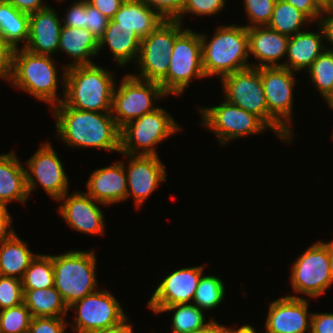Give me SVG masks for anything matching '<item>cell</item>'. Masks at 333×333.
<instances>
[{"label":"cell","mask_w":333,"mask_h":333,"mask_svg":"<svg viewBox=\"0 0 333 333\" xmlns=\"http://www.w3.org/2000/svg\"><path fill=\"white\" fill-rule=\"evenodd\" d=\"M226 0H184L183 11L175 19L182 23L185 14L212 16L225 9ZM183 16V17H182Z\"/></svg>","instance_id":"f35d334b"},{"label":"cell","mask_w":333,"mask_h":333,"mask_svg":"<svg viewBox=\"0 0 333 333\" xmlns=\"http://www.w3.org/2000/svg\"><path fill=\"white\" fill-rule=\"evenodd\" d=\"M23 290L54 286L53 255L37 254L21 278Z\"/></svg>","instance_id":"d6a6232c"},{"label":"cell","mask_w":333,"mask_h":333,"mask_svg":"<svg viewBox=\"0 0 333 333\" xmlns=\"http://www.w3.org/2000/svg\"><path fill=\"white\" fill-rule=\"evenodd\" d=\"M64 319V317H33L28 333H66L68 322Z\"/></svg>","instance_id":"ab89813d"},{"label":"cell","mask_w":333,"mask_h":333,"mask_svg":"<svg viewBox=\"0 0 333 333\" xmlns=\"http://www.w3.org/2000/svg\"><path fill=\"white\" fill-rule=\"evenodd\" d=\"M318 33L302 31L289 38L287 47V62L280 63L279 67H285L290 71L297 72L309 69L317 57L327 48L323 43L324 34L318 25Z\"/></svg>","instance_id":"603a6c76"},{"label":"cell","mask_w":333,"mask_h":333,"mask_svg":"<svg viewBox=\"0 0 333 333\" xmlns=\"http://www.w3.org/2000/svg\"><path fill=\"white\" fill-rule=\"evenodd\" d=\"M65 193L58 201V213L74 230L90 235L104 233V213L97 204L105 205L94 200L86 193L74 192L71 195Z\"/></svg>","instance_id":"ac0fdd59"},{"label":"cell","mask_w":333,"mask_h":333,"mask_svg":"<svg viewBox=\"0 0 333 333\" xmlns=\"http://www.w3.org/2000/svg\"><path fill=\"white\" fill-rule=\"evenodd\" d=\"M98 49L99 39L86 28L62 26L58 51L65 52L74 60L65 68L94 64L89 57L98 55Z\"/></svg>","instance_id":"cb8c5ba5"},{"label":"cell","mask_w":333,"mask_h":333,"mask_svg":"<svg viewBox=\"0 0 333 333\" xmlns=\"http://www.w3.org/2000/svg\"><path fill=\"white\" fill-rule=\"evenodd\" d=\"M12 4L17 10L31 14L37 11L47 8V5H43V0H4Z\"/></svg>","instance_id":"681fc988"},{"label":"cell","mask_w":333,"mask_h":333,"mask_svg":"<svg viewBox=\"0 0 333 333\" xmlns=\"http://www.w3.org/2000/svg\"><path fill=\"white\" fill-rule=\"evenodd\" d=\"M23 303L32 317H65L68 306L59 291L53 286L44 289L23 290Z\"/></svg>","instance_id":"f1b7e54d"},{"label":"cell","mask_w":333,"mask_h":333,"mask_svg":"<svg viewBox=\"0 0 333 333\" xmlns=\"http://www.w3.org/2000/svg\"><path fill=\"white\" fill-rule=\"evenodd\" d=\"M223 281L214 275H202L193 299L201 310H212L220 305L225 296Z\"/></svg>","instance_id":"836d02e7"},{"label":"cell","mask_w":333,"mask_h":333,"mask_svg":"<svg viewBox=\"0 0 333 333\" xmlns=\"http://www.w3.org/2000/svg\"><path fill=\"white\" fill-rule=\"evenodd\" d=\"M168 311H175L172 317V333L197 331L205 328L213 320L211 318L206 321L204 311L193 303L166 306L159 313Z\"/></svg>","instance_id":"1f68e13d"},{"label":"cell","mask_w":333,"mask_h":333,"mask_svg":"<svg viewBox=\"0 0 333 333\" xmlns=\"http://www.w3.org/2000/svg\"><path fill=\"white\" fill-rule=\"evenodd\" d=\"M220 80L226 101L256 115L269 127V111L260 68L250 66L225 75Z\"/></svg>","instance_id":"5bb4252c"},{"label":"cell","mask_w":333,"mask_h":333,"mask_svg":"<svg viewBox=\"0 0 333 333\" xmlns=\"http://www.w3.org/2000/svg\"><path fill=\"white\" fill-rule=\"evenodd\" d=\"M26 170L14 151L0 155V200L26 203Z\"/></svg>","instance_id":"484cf974"},{"label":"cell","mask_w":333,"mask_h":333,"mask_svg":"<svg viewBox=\"0 0 333 333\" xmlns=\"http://www.w3.org/2000/svg\"><path fill=\"white\" fill-rule=\"evenodd\" d=\"M292 265L290 282L296 293L318 298L333 284L330 273L329 242L307 247Z\"/></svg>","instance_id":"4fadbf2b"},{"label":"cell","mask_w":333,"mask_h":333,"mask_svg":"<svg viewBox=\"0 0 333 333\" xmlns=\"http://www.w3.org/2000/svg\"><path fill=\"white\" fill-rule=\"evenodd\" d=\"M189 333H225V326L218 324L215 319H213L205 328Z\"/></svg>","instance_id":"816d5d0a"},{"label":"cell","mask_w":333,"mask_h":333,"mask_svg":"<svg viewBox=\"0 0 333 333\" xmlns=\"http://www.w3.org/2000/svg\"><path fill=\"white\" fill-rule=\"evenodd\" d=\"M63 103L75 109L111 112L115 77L99 65L63 66Z\"/></svg>","instance_id":"7a4b0ae2"},{"label":"cell","mask_w":333,"mask_h":333,"mask_svg":"<svg viewBox=\"0 0 333 333\" xmlns=\"http://www.w3.org/2000/svg\"><path fill=\"white\" fill-rule=\"evenodd\" d=\"M11 222L12 218H0V245L15 233Z\"/></svg>","instance_id":"f907efd6"},{"label":"cell","mask_w":333,"mask_h":333,"mask_svg":"<svg viewBox=\"0 0 333 333\" xmlns=\"http://www.w3.org/2000/svg\"><path fill=\"white\" fill-rule=\"evenodd\" d=\"M201 126L209 128L217 136L221 146L231 140L259 134L269 127L256 115L235 106L224 99L219 106L199 107Z\"/></svg>","instance_id":"7c38bea8"},{"label":"cell","mask_w":333,"mask_h":333,"mask_svg":"<svg viewBox=\"0 0 333 333\" xmlns=\"http://www.w3.org/2000/svg\"><path fill=\"white\" fill-rule=\"evenodd\" d=\"M14 49L2 38L0 34V79L9 81L12 75Z\"/></svg>","instance_id":"ee69618b"},{"label":"cell","mask_w":333,"mask_h":333,"mask_svg":"<svg viewBox=\"0 0 333 333\" xmlns=\"http://www.w3.org/2000/svg\"><path fill=\"white\" fill-rule=\"evenodd\" d=\"M109 20L110 19L85 0V28L98 39L103 36Z\"/></svg>","instance_id":"60d3db41"},{"label":"cell","mask_w":333,"mask_h":333,"mask_svg":"<svg viewBox=\"0 0 333 333\" xmlns=\"http://www.w3.org/2000/svg\"><path fill=\"white\" fill-rule=\"evenodd\" d=\"M125 0H87L108 19H112Z\"/></svg>","instance_id":"7dc6e473"},{"label":"cell","mask_w":333,"mask_h":333,"mask_svg":"<svg viewBox=\"0 0 333 333\" xmlns=\"http://www.w3.org/2000/svg\"><path fill=\"white\" fill-rule=\"evenodd\" d=\"M54 108V109H53ZM56 136L73 147L95 148L120 153V132L111 112H92L54 105Z\"/></svg>","instance_id":"6da1fadb"},{"label":"cell","mask_w":333,"mask_h":333,"mask_svg":"<svg viewBox=\"0 0 333 333\" xmlns=\"http://www.w3.org/2000/svg\"><path fill=\"white\" fill-rule=\"evenodd\" d=\"M127 321H128V319L124 323H122L121 325H119L115 328L107 329V330H103V331H99V332H94V333H134L132 326Z\"/></svg>","instance_id":"f5cc1de1"},{"label":"cell","mask_w":333,"mask_h":333,"mask_svg":"<svg viewBox=\"0 0 333 333\" xmlns=\"http://www.w3.org/2000/svg\"><path fill=\"white\" fill-rule=\"evenodd\" d=\"M311 333H333V313H312Z\"/></svg>","instance_id":"bcb514c9"},{"label":"cell","mask_w":333,"mask_h":333,"mask_svg":"<svg viewBox=\"0 0 333 333\" xmlns=\"http://www.w3.org/2000/svg\"><path fill=\"white\" fill-rule=\"evenodd\" d=\"M141 38L130 28L118 27L112 20L103 36L99 39V51L103 46L109 47L114 60L119 66H126L131 60L138 59Z\"/></svg>","instance_id":"4316f807"},{"label":"cell","mask_w":333,"mask_h":333,"mask_svg":"<svg viewBox=\"0 0 333 333\" xmlns=\"http://www.w3.org/2000/svg\"><path fill=\"white\" fill-rule=\"evenodd\" d=\"M0 218H12L7 210V203L0 200Z\"/></svg>","instance_id":"11a10c76"},{"label":"cell","mask_w":333,"mask_h":333,"mask_svg":"<svg viewBox=\"0 0 333 333\" xmlns=\"http://www.w3.org/2000/svg\"><path fill=\"white\" fill-rule=\"evenodd\" d=\"M292 4L304 13L312 22L316 23L324 7L317 0H281Z\"/></svg>","instance_id":"f6af8a7d"},{"label":"cell","mask_w":333,"mask_h":333,"mask_svg":"<svg viewBox=\"0 0 333 333\" xmlns=\"http://www.w3.org/2000/svg\"><path fill=\"white\" fill-rule=\"evenodd\" d=\"M122 155L130 158L127 167L124 164L127 176V198L133 196L138 209L157 189L159 183L166 182L165 165L157 155Z\"/></svg>","instance_id":"e0dca14e"},{"label":"cell","mask_w":333,"mask_h":333,"mask_svg":"<svg viewBox=\"0 0 333 333\" xmlns=\"http://www.w3.org/2000/svg\"><path fill=\"white\" fill-rule=\"evenodd\" d=\"M156 10L164 19L175 20L183 11L184 0H138Z\"/></svg>","instance_id":"b9f144b4"},{"label":"cell","mask_w":333,"mask_h":333,"mask_svg":"<svg viewBox=\"0 0 333 333\" xmlns=\"http://www.w3.org/2000/svg\"><path fill=\"white\" fill-rule=\"evenodd\" d=\"M225 333H256V329L251 325H243L238 329H229L225 326Z\"/></svg>","instance_id":"db71d44e"},{"label":"cell","mask_w":333,"mask_h":333,"mask_svg":"<svg viewBox=\"0 0 333 333\" xmlns=\"http://www.w3.org/2000/svg\"><path fill=\"white\" fill-rule=\"evenodd\" d=\"M204 265L181 268L167 275L155 289L147 307L155 314L166 306L192 303Z\"/></svg>","instance_id":"2e32d148"},{"label":"cell","mask_w":333,"mask_h":333,"mask_svg":"<svg viewBox=\"0 0 333 333\" xmlns=\"http://www.w3.org/2000/svg\"><path fill=\"white\" fill-rule=\"evenodd\" d=\"M48 55L34 54L21 47L13 51L12 75L9 82L16 88L27 92L52 108L63 102L59 97L58 72ZM63 98V99H62Z\"/></svg>","instance_id":"277c9868"},{"label":"cell","mask_w":333,"mask_h":333,"mask_svg":"<svg viewBox=\"0 0 333 333\" xmlns=\"http://www.w3.org/2000/svg\"><path fill=\"white\" fill-rule=\"evenodd\" d=\"M202 65L206 77L223 76L250 67L248 32L243 25H222L207 40L201 34Z\"/></svg>","instance_id":"3957f363"},{"label":"cell","mask_w":333,"mask_h":333,"mask_svg":"<svg viewBox=\"0 0 333 333\" xmlns=\"http://www.w3.org/2000/svg\"><path fill=\"white\" fill-rule=\"evenodd\" d=\"M295 72L285 67H262L260 76L269 111V129L281 141L291 143L294 135L290 129L293 109ZM289 124V125H288Z\"/></svg>","instance_id":"8992f818"},{"label":"cell","mask_w":333,"mask_h":333,"mask_svg":"<svg viewBox=\"0 0 333 333\" xmlns=\"http://www.w3.org/2000/svg\"><path fill=\"white\" fill-rule=\"evenodd\" d=\"M165 96L168 95L159 83L144 81L128 73L121 79L120 85L114 88L112 117L121 129L127 123L159 108L154 102Z\"/></svg>","instance_id":"30bf717a"},{"label":"cell","mask_w":333,"mask_h":333,"mask_svg":"<svg viewBox=\"0 0 333 333\" xmlns=\"http://www.w3.org/2000/svg\"><path fill=\"white\" fill-rule=\"evenodd\" d=\"M63 26L85 28V0H78L68 8Z\"/></svg>","instance_id":"7bdbcfd3"},{"label":"cell","mask_w":333,"mask_h":333,"mask_svg":"<svg viewBox=\"0 0 333 333\" xmlns=\"http://www.w3.org/2000/svg\"><path fill=\"white\" fill-rule=\"evenodd\" d=\"M325 101L328 104L329 108H333V92Z\"/></svg>","instance_id":"6f0895ef"},{"label":"cell","mask_w":333,"mask_h":333,"mask_svg":"<svg viewBox=\"0 0 333 333\" xmlns=\"http://www.w3.org/2000/svg\"><path fill=\"white\" fill-rule=\"evenodd\" d=\"M63 24L50 5L29 15V37L23 46L31 53L52 56L58 51Z\"/></svg>","instance_id":"ffe728a7"},{"label":"cell","mask_w":333,"mask_h":333,"mask_svg":"<svg viewBox=\"0 0 333 333\" xmlns=\"http://www.w3.org/2000/svg\"><path fill=\"white\" fill-rule=\"evenodd\" d=\"M21 279L0 275V310L23 303Z\"/></svg>","instance_id":"74e56055"},{"label":"cell","mask_w":333,"mask_h":333,"mask_svg":"<svg viewBox=\"0 0 333 333\" xmlns=\"http://www.w3.org/2000/svg\"><path fill=\"white\" fill-rule=\"evenodd\" d=\"M243 3L250 24L245 25L246 28L269 24L276 0H244Z\"/></svg>","instance_id":"8d00e7d4"},{"label":"cell","mask_w":333,"mask_h":333,"mask_svg":"<svg viewBox=\"0 0 333 333\" xmlns=\"http://www.w3.org/2000/svg\"><path fill=\"white\" fill-rule=\"evenodd\" d=\"M326 8L333 14V0L326 6Z\"/></svg>","instance_id":"91938a15"},{"label":"cell","mask_w":333,"mask_h":333,"mask_svg":"<svg viewBox=\"0 0 333 333\" xmlns=\"http://www.w3.org/2000/svg\"><path fill=\"white\" fill-rule=\"evenodd\" d=\"M193 78H206L202 65L200 33L185 29L174 42L166 78L160 83L164 92L179 96Z\"/></svg>","instance_id":"ba28073f"},{"label":"cell","mask_w":333,"mask_h":333,"mask_svg":"<svg viewBox=\"0 0 333 333\" xmlns=\"http://www.w3.org/2000/svg\"><path fill=\"white\" fill-rule=\"evenodd\" d=\"M269 305L266 333H311L312 313H308L307 299L286 295Z\"/></svg>","instance_id":"d6986e66"},{"label":"cell","mask_w":333,"mask_h":333,"mask_svg":"<svg viewBox=\"0 0 333 333\" xmlns=\"http://www.w3.org/2000/svg\"><path fill=\"white\" fill-rule=\"evenodd\" d=\"M14 233L0 245V275L21 279L37 254Z\"/></svg>","instance_id":"83f0119b"},{"label":"cell","mask_w":333,"mask_h":333,"mask_svg":"<svg viewBox=\"0 0 333 333\" xmlns=\"http://www.w3.org/2000/svg\"><path fill=\"white\" fill-rule=\"evenodd\" d=\"M32 318L24 303L0 310V333H28Z\"/></svg>","instance_id":"d590c367"},{"label":"cell","mask_w":333,"mask_h":333,"mask_svg":"<svg viewBox=\"0 0 333 333\" xmlns=\"http://www.w3.org/2000/svg\"><path fill=\"white\" fill-rule=\"evenodd\" d=\"M94 253L93 250H70L53 256L54 287L68 307L98 288Z\"/></svg>","instance_id":"5b68a950"},{"label":"cell","mask_w":333,"mask_h":333,"mask_svg":"<svg viewBox=\"0 0 333 333\" xmlns=\"http://www.w3.org/2000/svg\"><path fill=\"white\" fill-rule=\"evenodd\" d=\"M307 72L325 101L333 92V50L320 54Z\"/></svg>","instance_id":"e575fe53"},{"label":"cell","mask_w":333,"mask_h":333,"mask_svg":"<svg viewBox=\"0 0 333 333\" xmlns=\"http://www.w3.org/2000/svg\"><path fill=\"white\" fill-rule=\"evenodd\" d=\"M76 311L71 328L76 333H94L115 328L128 318L119 301L106 289L88 294L68 307Z\"/></svg>","instance_id":"8fae6325"},{"label":"cell","mask_w":333,"mask_h":333,"mask_svg":"<svg viewBox=\"0 0 333 333\" xmlns=\"http://www.w3.org/2000/svg\"><path fill=\"white\" fill-rule=\"evenodd\" d=\"M25 163L27 165L25 169L26 186L29 196L38 184L55 201L68 193L69 178L51 143L41 144L34 155Z\"/></svg>","instance_id":"9a60e30c"},{"label":"cell","mask_w":333,"mask_h":333,"mask_svg":"<svg viewBox=\"0 0 333 333\" xmlns=\"http://www.w3.org/2000/svg\"><path fill=\"white\" fill-rule=\"evenodd\" d=\"M249 57L253 55L258 64L251 67H279L277 61L287 55L289 38L268 26L247 28Z\"/></svg>","instance_id":"7402d4cb"},{"label":"cell","mask_w":333,"mask_h":333,"mask_svg":"<svg viewBox=\"0 0 333 333\" xmlns=\"http://www.w3.org/2000/svg\"><path fill=\"white\" fill-rule=\"evenodd\" d=\"M86 194L94 200L107 205L127 199V176L124 162L98 168L90 175L86 184Z\"/></svg>","instance_id":"44dd1931"},{"label":"cell","mask_w":333,"mask_h":333,"mask_svg":"<svg viewBox=\"0 0 333 333\" xmlns=\"http://www.w3.org/2000/svg\"><path fill=\"white\" fill-rule=\"evenodd\" d=\"M182 25L177 20H165L147 37L142 38L135 64L140 74L131 75L160 84L166 78L175 39L186 29Z\"/></svg>","instance_id":"9c48e42d"},{"label":"cell","mask_w":333,"mask_h":333,"mask_svg":"<svg viewBox=\"0 0 333 333\" xmlns=\"http://www.w3.org/2000/svg\"><path fill=\"white\" fill-rule=\"evenodd\" d=\"M0 34L13 49L18 48L21 42H25V46L29 37V14L0 0Z\"/></svg>","instance_id":"f546056e"},{"label":"cell","mask_w":333,"mask_h":333,"mask_svg":"<svg viewBox=\"0 0 333 333\" xmlns=\"http://www.w3.org/2000/svg\"><path fill=\"white\" fill-rule=\"evenodd\" d=\"M313 23L304 13L295 8L292 4L276 0L272 18L267 25L277 32L291 37L296 33L302 32L303 25Z\"/></svg>","instance_id":"4dcf8cb0"},{"label":"cell","mask_w":333,"mask_h":333,"mask_svg":"<svg viewBox=\"0 0 333 333\" xmlns=\"http://www.w3.org/2000/svg\"><path fill=\"white\" fill-rule=\"evenodd\" d=\"M323 7H326L329 4V0H317Z\"/></svg>","instance_id":"680465c9"},{"label":"cell","mask_w":333,"mask_h":333,"mask_svg":"<svg viewBox=\"0 0 333 333\" xmlns=\"http://www.w3.org/2000/svg\"><path fill=\"white\" fill-rule=\"evenodd\" d=\"M318 24L323 31L325 41L332 44V47L327 49L333 50V14L326 7L319 16Z\"/></svg>","instance_id":"c3c4849f"},{"label":"cell","mask_w":333,"mask_h":333,"mask_svg":"<svg viewBox=\"0 0 333 333\" xmlns=\"http://www.w3.org/2000/svg\"><path fill=\"white\" fill-rule=\"evenodd\" d=\"M181 127L163 108L127 123L120 132V154L158 155L155 146Z\"/></svg>","instance_id":"52a82bcc"},{"label":"cell","mask_w":333,"mask_h":333,"mask_svg":"<svg viewBox=\"0 0 333 333\" xmlns=\"http://www.w3.org/2000/svg\"><path fill=\"white\" fill-rule=\"evenodd\" d=\"M329 260H330V273L333 279V246L329 243Z\"/></svg>","instance_id":"9f6ffc18"},{"label":"cell","mask_w":333,"mask_h":333,"mask_svg":"<svg viewBox=\"0 0 333 333\" xmlns=\"http://www.w3.org/2000/svg\"><path fill=\"white\" fill-rule=\"evenodd\" d=\"M111 20L118 27L134 30L142 39L147 37L166 19L156 10L138 0H125Z\"/></svg>","instance_id":"d4e9b609"}]
</instances>
